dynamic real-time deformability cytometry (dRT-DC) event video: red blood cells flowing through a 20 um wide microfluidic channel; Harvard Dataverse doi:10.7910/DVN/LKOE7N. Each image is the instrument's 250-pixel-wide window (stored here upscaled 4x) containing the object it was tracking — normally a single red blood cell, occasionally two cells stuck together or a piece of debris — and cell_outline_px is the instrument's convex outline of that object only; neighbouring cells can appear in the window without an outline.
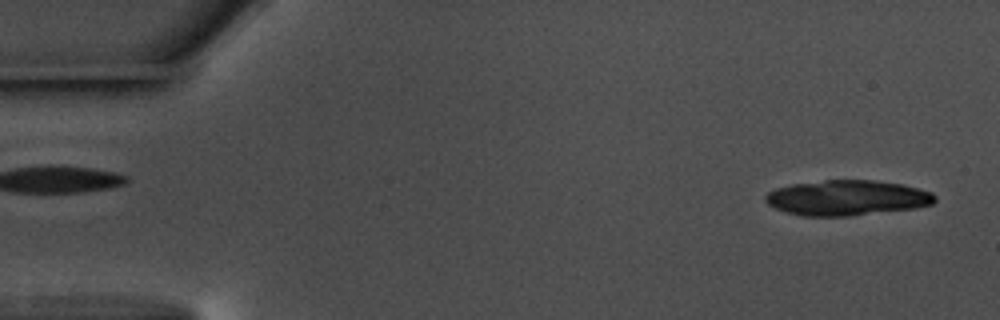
{"species": "common noctule bat (a hibernating species)", "species_latin": "Nyctalus noctula", "temperature_condition": "warm", "stored_images_in_passage": 19, "camera_frame_rate_fps": 3000, "um_per_image_px": 0.085, "animal": {"sex": "male", "body_mass_g": 17.5, "forearm_length_mm": 52.3}, "frame": {"image": 1, "passage_image": 2, "time_ms": 0.333, "image_size_px": [1000, 320], "cell_outline_px": [[936, 200], [932, 204], [912, 208], [848, 216], [800, 216], [776, 208], [768, 204], [764, 200], [764, 196], [768, 192], [776, 188], [792, 184], [824, 180], [872, 180], [904, 184], [932, 192], [936, 196]], "centroid_in_image_um": [71.98, 16.81], "position_along_channel_um": 13.0, "area_um2": 34.74}}
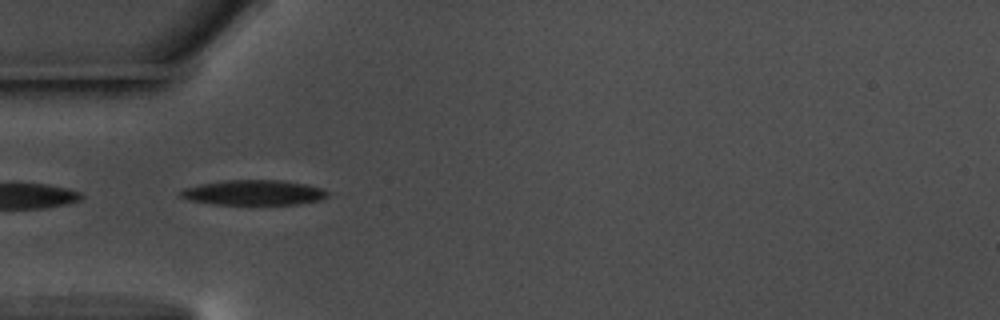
{"frame": {"image": 2, "passage_image": 17, "time_ms": 5.333, "image_size_px": [1000, 320], "cell_outline_px": [[328, 196], [320, 200], [296, 204], [212, 204], [188, 200], [180, 196], [180, 192], [184, 188], [200, 184], [224, 180], [284, 180], [308, 184], [324, 188], [328, 192]], "centroid_in_image_um": [21.59, 16.36], "position_along_channel_um": 63.4, "area_um2": 21.62}}